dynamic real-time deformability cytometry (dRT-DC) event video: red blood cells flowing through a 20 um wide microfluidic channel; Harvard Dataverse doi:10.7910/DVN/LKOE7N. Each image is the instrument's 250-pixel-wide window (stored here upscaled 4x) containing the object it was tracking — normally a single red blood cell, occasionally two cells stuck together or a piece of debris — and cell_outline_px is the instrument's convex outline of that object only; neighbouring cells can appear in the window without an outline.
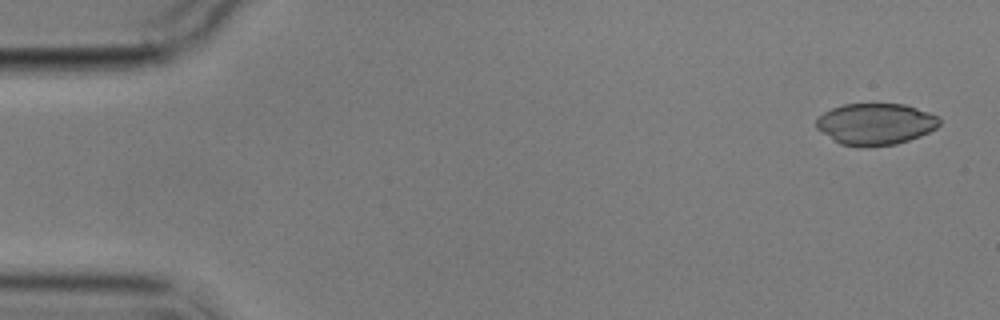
{"species": "common noctule bat (a hibernating species)", "species_latin": "Nyctalus noctula", "temperature_condition": "cold", "stored_images_in_passage": 2, "camera_frame_rate_fps": 3000, "um_per_image_px": 0.085, "animal": {"sex": "male", "body_mass_g": 17.9}, "frame": {"image": 1, "passage_image": 2, "time_ms": 1.333, "image_size_px": [1000, 320], "cell_outline_px": [[940, 124], [936, 128], [920, 136], [896, 144], [868, 148], [856, 148], [840, 144], [816, 128], [816, 120], [824, 112], [832, 108], [844, 104], [904, 104], [940, 116]], "centroid_in_image_um": [74.42, 10.56], "position_along_channel_um": 10.6, "area_um2": 30.06}}